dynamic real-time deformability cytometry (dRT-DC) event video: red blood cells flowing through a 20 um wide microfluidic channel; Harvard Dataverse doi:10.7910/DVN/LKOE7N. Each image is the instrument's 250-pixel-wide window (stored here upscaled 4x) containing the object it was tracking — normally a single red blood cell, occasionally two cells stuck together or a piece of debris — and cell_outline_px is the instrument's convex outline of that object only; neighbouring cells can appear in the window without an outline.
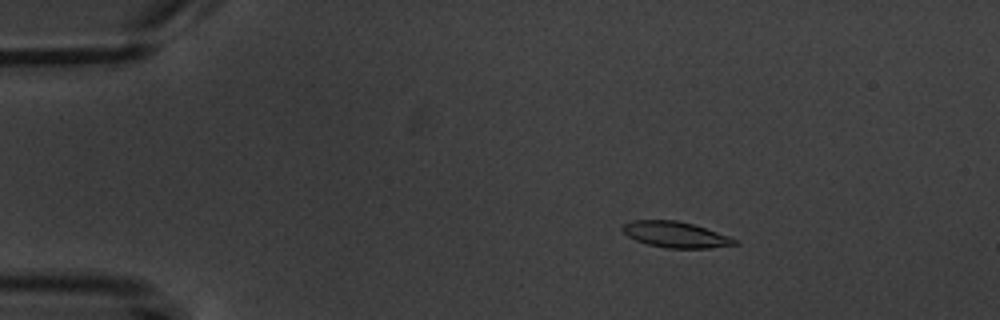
{"species": "common noctule bat (a hibernating species)", "species_latin": "Nyctalus noctula", "temperature_condition": "warm", "stored_images_in_passage": 4, "camera_frame_rate_fps": 3000, "um_per_image_px": 0.085, "animal": {"sex": "male", "body_mass_g": 20.1, "forearm_length_mm": 53.5}, "frame": {"image": 1, "passage_image": 2, "time_ms": 1.0, "image_size_px": [1000, 320], "cell_outline_px": [[740, 244], [708, 248], [668, 248], [648, 244], [636, 240], [628, 236], [620, 228], [624, 224], [632, 220], [676, 220], [692, 224], [728, 236], [736, 240]], "centroid_in_image_um": [57.4, 19.94], "position_along_channel_um": 27.6, "area_um2": 16.7}}